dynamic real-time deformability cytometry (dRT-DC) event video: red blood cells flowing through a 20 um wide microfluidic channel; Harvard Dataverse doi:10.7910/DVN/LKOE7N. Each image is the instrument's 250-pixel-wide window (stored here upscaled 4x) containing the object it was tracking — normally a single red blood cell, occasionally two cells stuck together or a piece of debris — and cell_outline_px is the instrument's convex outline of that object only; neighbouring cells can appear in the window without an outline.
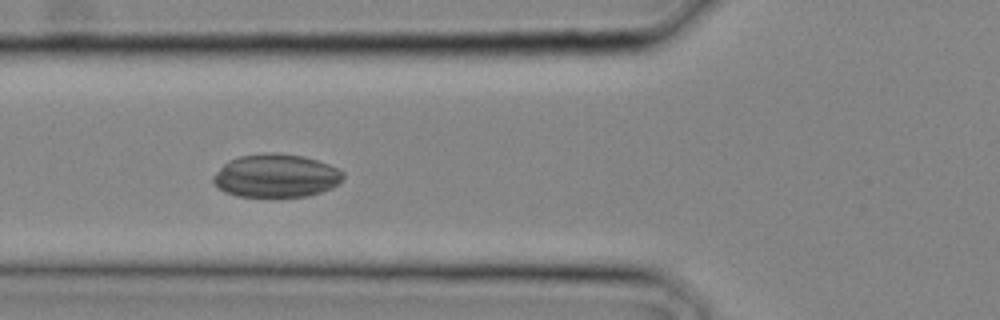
{"species": "common noctule bat (a hibernating species)", "species_latin": "Nyctalus noctula", "temperature_condition": "cold", "stored_images_in_passage": 27, "camera_frame_rate_fps": 3000, "um_per_image_px": 0.085, "animal": {"sex": "male", "body_mass_g": 20.4}, "frame": {"image": 1, "passage_image": 10, "time_ms": 3.0, "image_size_px": [1000, 320], "cell_outline_px": [[344, 176], [340, 184], [332, 188], [308, 196], [276, 200], [236, 196], [224, 192], [212, 180], [212, 176], [228, 160], [240, 156], [264, 152], [276, 152], [304, 156], [328, 164], [344, 172]], "centroid_in_image_um": [23.47, 14.98], "position_along_channel_um": 102.3, "area_um2": 33.87}}
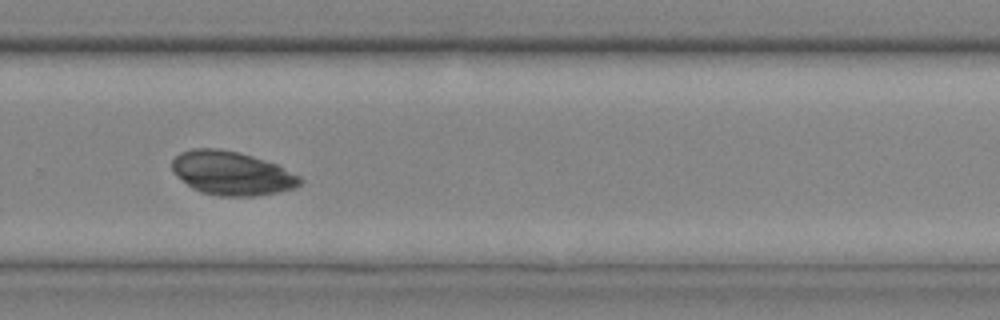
{"frame": {"image": 2, "passage_image": 19, "time_ms": 6.0, "image_size_px": [1000, 320], "cell_outline_px": [[304, 180], [296, 188], [280, 192], [256, 196], [220, 196], [200, 192], [192, 188], [172, 172], [172, 160], [180, 152], [192, 148], [220, 148], [252, 156], [276, 164], [300, 176]], "centroid_in_image_um": [19.7, 14.73], "position_along_channel_um": 310.1, "area_um2": 32.77}}
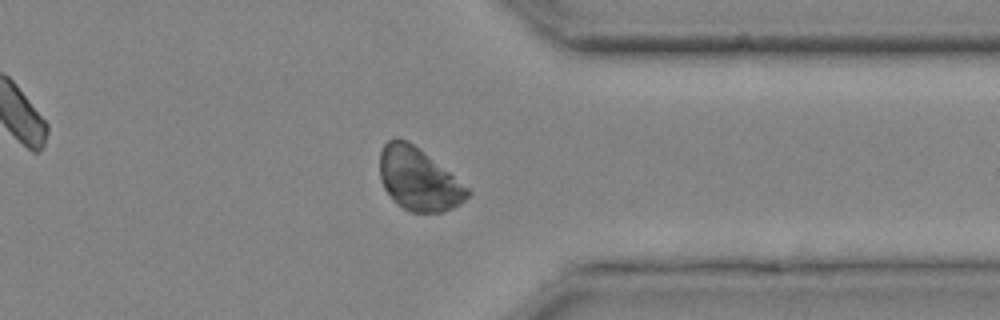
{"frame": {"image": 3, "passage_image": 22, "time_ms": 7.0, "image_size_px": [1000, 320], "cell_outline_px": [[472, 192], [464, 200], [452, 208], [444, 212], [412, 212], [404, 208], [384, 188], [380, 180], [380, 152], [384, 144], [388, 140], [396, 136], [408, 140], [468, 188]], "centroid_in_image_um": [35.54, 15.21], "position_along_channel_um": 375.9, "area_um2": 31.33}}